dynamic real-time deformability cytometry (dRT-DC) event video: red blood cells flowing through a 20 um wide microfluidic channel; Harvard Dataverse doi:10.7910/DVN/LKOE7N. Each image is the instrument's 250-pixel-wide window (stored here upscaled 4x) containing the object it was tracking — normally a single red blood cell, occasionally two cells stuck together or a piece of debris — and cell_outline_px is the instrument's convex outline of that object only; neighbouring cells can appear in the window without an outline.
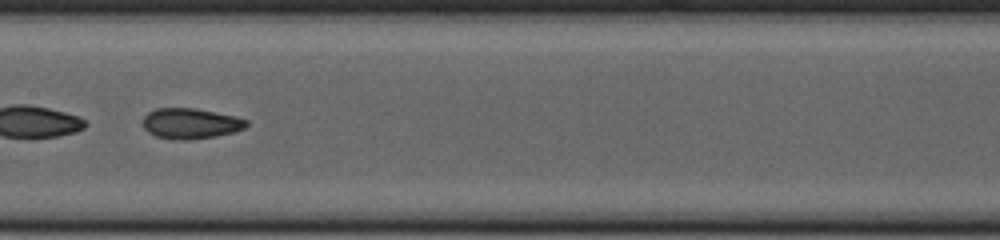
{"species": "common noctule bat (a hibernating species)", "species_latin": "Nyctalus noctula", "temperature_condition": "cold", "stored_images_in_passage": 53, "segment_of_instrument_passage": [2, 2], "camera_frame_rate_fps": 3000, "um_per_image_px": 0.085, "animal": {"sex": "female", "body_mass_g": 23.0, "forearm_length_mm": 53.4}, "frame": {"image": 1, "passage_image": 27, "time_ms": 8.667, "image_size_px": [1000, 240], "cell_outline_px": [[248, 124], [244, 128], [232, 132], [216, 136], [188, 140], [180, 140], [156, 136], [148, 132], [144, 128], [144, 116], [148, 112], [156, 108], [196, 108], [236, 116], [248, 120]], "centroid_in_image_um": [16.21, 10.49], "position_along_channel_um": 191.2, "area_um2": 18.38}}